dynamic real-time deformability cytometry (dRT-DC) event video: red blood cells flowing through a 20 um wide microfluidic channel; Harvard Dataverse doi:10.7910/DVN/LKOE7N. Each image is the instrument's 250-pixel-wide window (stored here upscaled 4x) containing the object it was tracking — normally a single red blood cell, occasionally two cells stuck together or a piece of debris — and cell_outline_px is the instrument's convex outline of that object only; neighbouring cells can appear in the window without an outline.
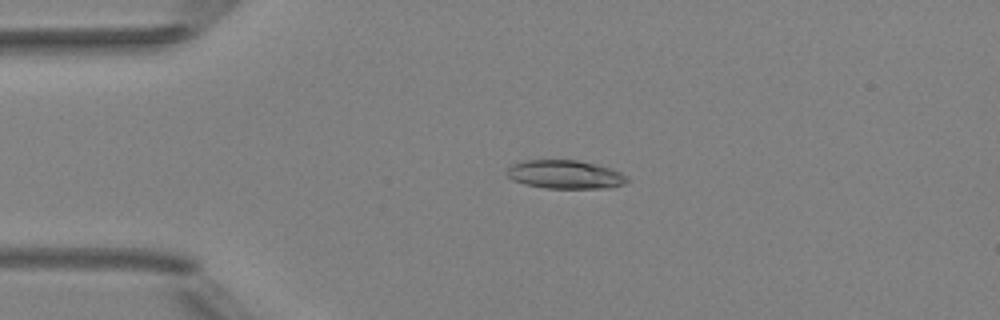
{"species": "Egyptian fruit bat (a non-hibernating species)", "species_latin": "Rousettus aegyptiacus", "temperature_condition": "room temperature", "stored_images_in_passage": 4, "camera_frame_rate_fps": 3000, "um_per_image_px": 0.085, "animal": {"sex": "female"}, "frame": {"image": 1, "passage_image": 3, "time_ms": 2.333, "image_size_px": [1000, 320], "cell_outline_px": [[628, 180], [624, 184], [612, 188], [544, 188], [524, 184], [512, 180], [504, 172], [512, 164], [520, 160], [576, 160], [596, 164], [612, 168], [628, 176]], "centroid_in_image_um": [48.02, 14.83], "position_along_channel_um": 37.0, "area_um2": 20.29}}